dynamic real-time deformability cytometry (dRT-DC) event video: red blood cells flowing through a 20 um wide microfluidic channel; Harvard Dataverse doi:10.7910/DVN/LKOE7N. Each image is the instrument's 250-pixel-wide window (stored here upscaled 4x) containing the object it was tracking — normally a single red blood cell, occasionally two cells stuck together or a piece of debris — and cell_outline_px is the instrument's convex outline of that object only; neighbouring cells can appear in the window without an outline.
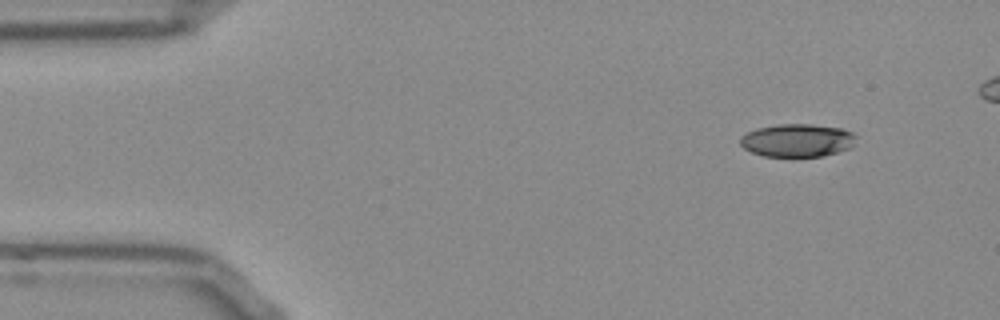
{"species": "Egyptian fruit bat (a non-hibernating species)", "species_latin": "Rousettus aegyptiacus", "temperature_condition": "room temperature", "stored_images_in_passage": 44, "camera_frame_rate_fps": 3000, "um_per_image_px": 0.085, "frame": {"image": 1, "passage_image": 1, "time_ms": 0.0, "image_size_px": [1000, 320], "cell_outline_px": [[856, 136], [852, 144], [848, 148], [836, 152], [820, 156], [764, 156], [752, 152], [744, 148], [740, 144], [740, 136], [756, 128], [780, 124], [808, 124], [840, 128], [852, 132]], "centroid_in_image_um": [67.72, 11.92], "position_along_channel_um": 17.3, "area_um2": 21.96}}
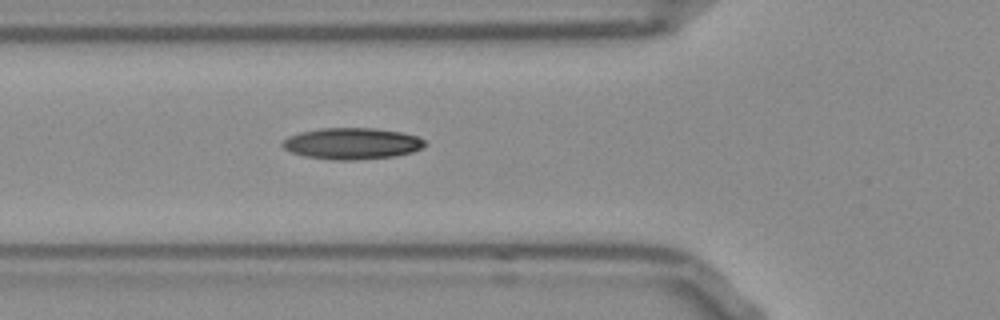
{"frame": {"image": 2, "passage_image": 14, "time_ms": 4.333, "image_size_px": [1000, 320], "cell_outline_px": [[428, 144], [412, 152], [392, 156], [356, 160], [332, 160], [304, 156], [292, 152], [284, 148], [280, 144], [288, 136], [300, 132], [320, 128], [376, 128], [400, 132], [416, 136], [424, 140]], "centroid_in_image_um": [29.89, 12.2], "position_along_channel_um": 95.9, "area_um2": 26.01}}
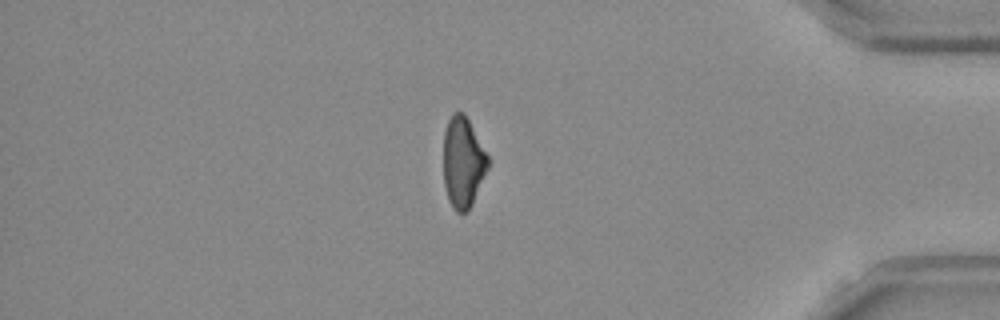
{"frame": {"image": 3, "passage_image": 40, "time_ms": 13.0, "image_size_px": [1000, 320], "cell_outline_px": [[488, 168], [472, 204], [468, 212], [456, 212], [452, 208], [448, 200], [444, 184], [444, 132], [448, 120], [452, 112], [464, 112], [488, 156]], "centroid_in_image_um": [39.34, 13.81], "position_along_channel_um": 395.9, "area_um2": 23.47}}